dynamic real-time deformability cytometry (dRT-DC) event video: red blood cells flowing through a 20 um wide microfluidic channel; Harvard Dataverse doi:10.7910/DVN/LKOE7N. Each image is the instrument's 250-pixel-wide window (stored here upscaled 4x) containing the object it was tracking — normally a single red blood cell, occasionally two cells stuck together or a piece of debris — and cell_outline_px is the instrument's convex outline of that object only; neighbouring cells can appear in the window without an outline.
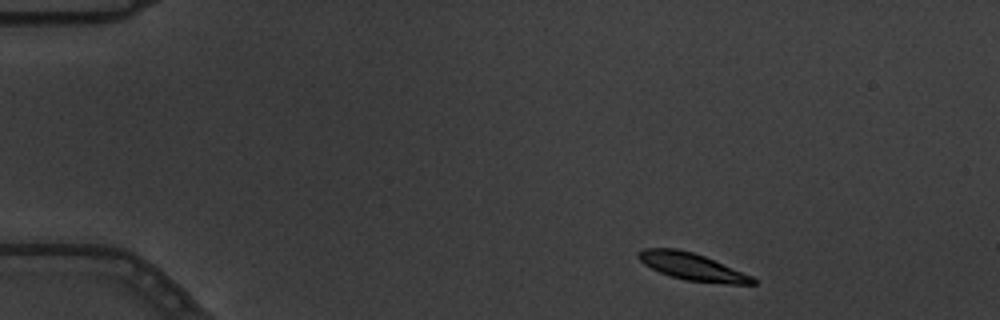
{"species": "common noctule bat (a hibernating species)", "species_latin": "Nyctalus noctula", "temperature_condition": "warm", "stored_images_in_passage": 6, "camera_frame_rate_fps": 3000, "um_per_image_px": 0.085, "animal": {"sex": "male", "body_mass_g": 19.5, "forearm_length_mm": 54.6}, "frame": {"image": 1, "passage_image": 1, "time_ms": 0.0, "image_size_px": [1000, 320], "cell_outline_px": [[756, 284], [728, 284], [688, 280], [672, 276], [660, 272], [644, 264], [636, 256], [636, 252], [644, 248], [676, 248], [692, 252], [704, 256], [752, 276], [756, 280]], "centroid_in_image_um": [58.8, 22.65], "position_along_channel_um": 26.2, "area_um2": 17.86}}
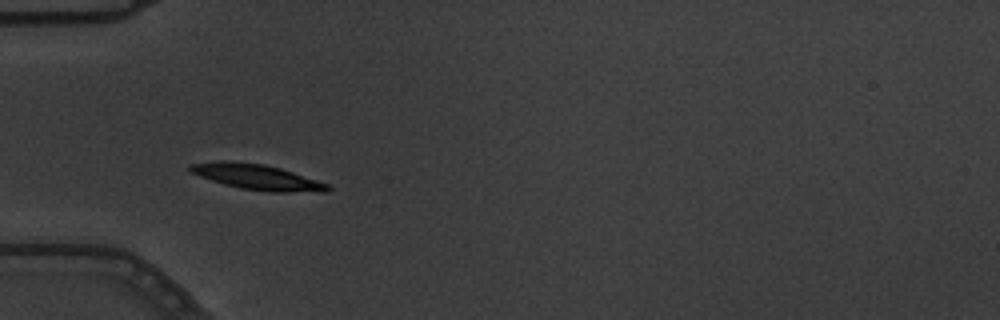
{"frame": {"image": 2, "passage_image": 4, "time_ms": 1.0, "image_size_px": [1000, 320], "cell_outline_px": [[332, 188], [328, 192], [272, 192], [240, 188], [224, 184], [200, 176], [192, 172], [188, 168], [188, 164], [220, 160], [232, 160], [264, 164], [280, 168], [328, 184]], "centroid_in_image_um": [21.84, 15.04], "position_along_channel_um": 63.2, "area_um2": 20.4}}